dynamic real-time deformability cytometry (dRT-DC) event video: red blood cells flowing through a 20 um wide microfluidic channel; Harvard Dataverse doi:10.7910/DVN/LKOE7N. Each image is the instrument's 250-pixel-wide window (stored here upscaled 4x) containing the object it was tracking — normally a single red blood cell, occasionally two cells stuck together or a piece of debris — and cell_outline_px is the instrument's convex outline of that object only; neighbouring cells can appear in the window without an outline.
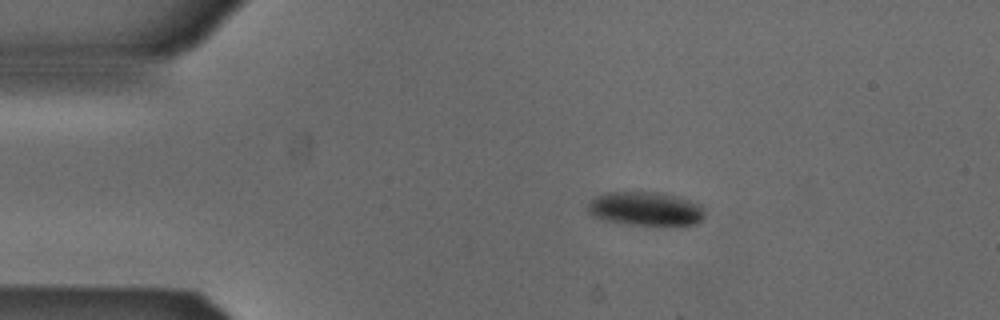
{"species": "Egyptian fruit bat (a non-hibernating species)", "species_latin": "Rousettus aegyptiacus", "temperature_condition": "cold", "stored_images_in_passage": 6, "camera_frame_rate_fps": 3000, "um_per_image_px": 0.085, "animal": {"sex": "male"}, "frame": {"image": 1, "passage_image": 1, "time_ms": 0.0, "image_size_px": [1000, 320], "cell_outline_px": [[704, 216], [696, 224], [632, 224], [604, 220], [592, 216], [588, 212], [588, 204], [596, 196], [608, 192], [656, 192], [676, 196], [700, 204], [704, 212]], "centroid_in_image_um": [54.84, 17.73], "position_along_channel_um": 30.2, "area_um2": 22.6}}
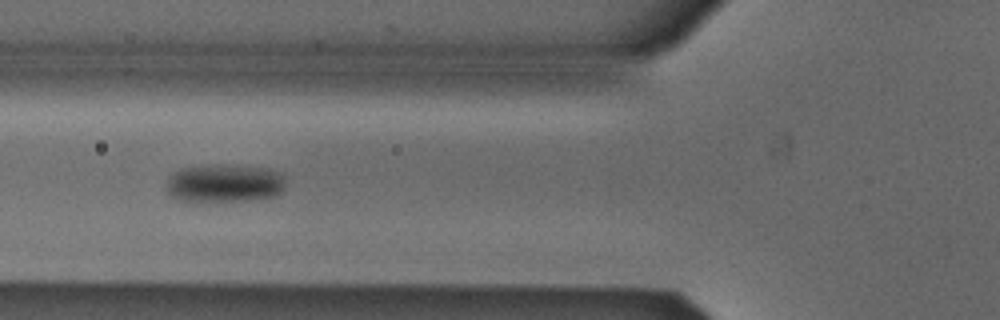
{"frame": {"image": 2, "passage_image": 4, "time_ms": 1.0, "image_size_px": [1000, 320], "cell_outline_px": [[284, 188], [280, 192], [272, 196], [248, 200], [180, 200], [168, 196], [164, 188], [164, 184], [180, 168], [212, 164], [232, 164], [268, 168], [280, 172], [284, 176]], "centroid_in_image_um": [19.05, 15.54], "position_along_channel_um": 106.7, "area_um2": 26.65}}
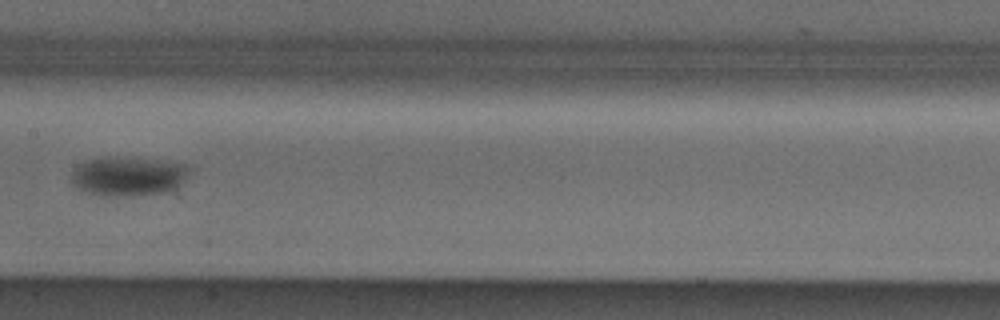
{"frame": {"image": 3, "passage_image": 6, "time_ms": 1.667, "image_size_px": [1000, 320], "cell_outline_px": [[192, 168], [180, 184], [172, 192], [116, 196], [100, 196], [88, 192], [72, 184], [72, 172], [80, 164], [88, 160], [108, 156], [168, 160], [192, 164]], "centroid_in_image_um": [10.99, 14.95], "position_along_channel_um": 196.4, "area_um2": 27.34}}